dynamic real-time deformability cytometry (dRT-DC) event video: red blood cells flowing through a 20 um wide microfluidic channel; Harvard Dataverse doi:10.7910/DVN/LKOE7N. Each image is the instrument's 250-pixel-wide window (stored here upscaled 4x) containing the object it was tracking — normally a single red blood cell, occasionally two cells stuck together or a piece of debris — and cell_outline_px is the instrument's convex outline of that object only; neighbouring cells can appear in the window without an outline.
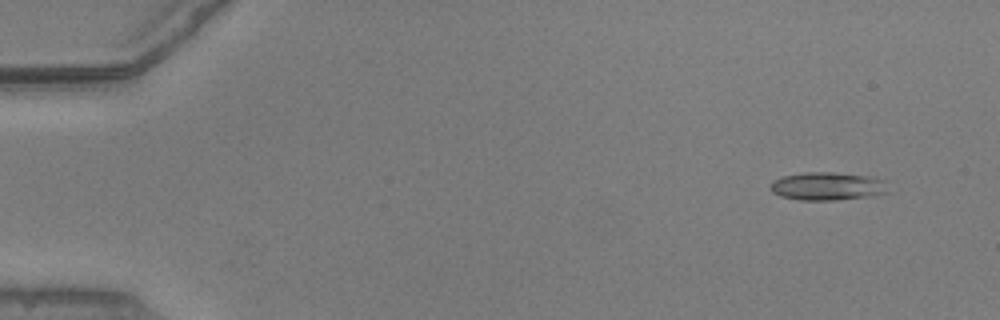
{"species": "common noctule bat (a hibernating species)", "species_latin": "Nyctalus noctula", "temperature_condition": "warm", "stored_images_in_passage": 24, "camera_frame_rate_fps": 3000, "um_per_image_px": 0.085, "animal": {"sex": "male", "body_mass_g": 20.5, "forearm_length_mm": 52.5}, "frame": {"image": 1, "passage_image": 5, "time_ms": 1.333, "image_size_px": [1000, 320], "cell_outline_px": [[888, 192], [872, 196], [836, 200], [800, 200], [780, 196], [772, 192], [772, 180], [780, 176], [804, 172], [832, 172], [872, 176], [884, 180]], "centroid_in_image_um": [70.33, 15.82], "position_along_channel_um": 14.7, "area_um2": 19.42}}
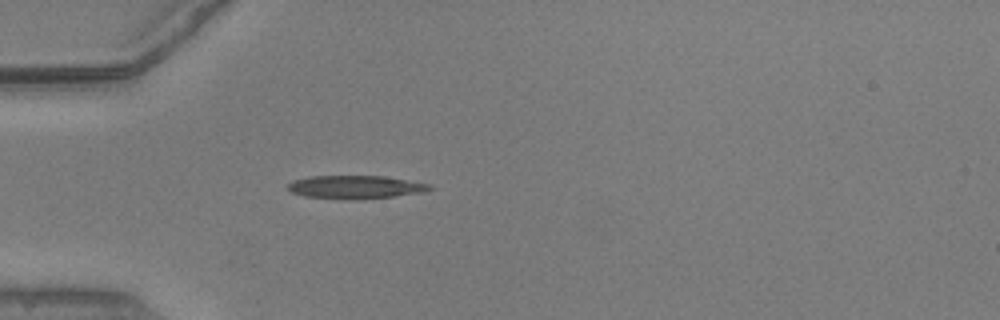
{"frame": {"image": 2, "passage_image": 17, "time_ms": 5.333, "image_size_px": [1000, 320], "cell_outline_px": [[432, 188], [424, 192], [396, 196], [356, 200], [352, 200], [304, 196], [288, 192], [288, 184], [292, 180], [308, 176], [384, 176], [428, 184]], "centroid_in_image_um": [30.14, 15.91], "position_along_channel_um": 54.9, "area_um2": 19.25}}
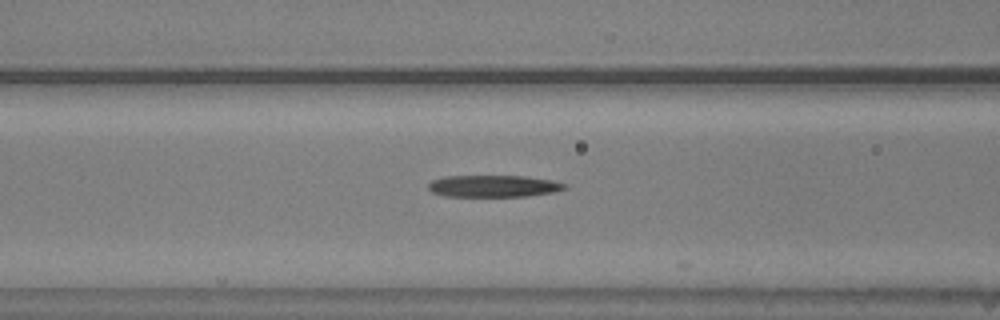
{"frame": {"image": 3, "passage_image": 23, "time_ms": 7.333, "image_size_px": [1000, 320], "cell_outline_px": [[568, 188], [552, 192], [528, 196], [444, 196], [432, 192], [428, 188], [428, 184], [432, 180], [444, 176], [524, 176], [552, 180], [568, 184]], "centroid_in_image_um": [41.96, 15.81], "position_along_channel_um": 124.6, "area_um2": 17.4}}